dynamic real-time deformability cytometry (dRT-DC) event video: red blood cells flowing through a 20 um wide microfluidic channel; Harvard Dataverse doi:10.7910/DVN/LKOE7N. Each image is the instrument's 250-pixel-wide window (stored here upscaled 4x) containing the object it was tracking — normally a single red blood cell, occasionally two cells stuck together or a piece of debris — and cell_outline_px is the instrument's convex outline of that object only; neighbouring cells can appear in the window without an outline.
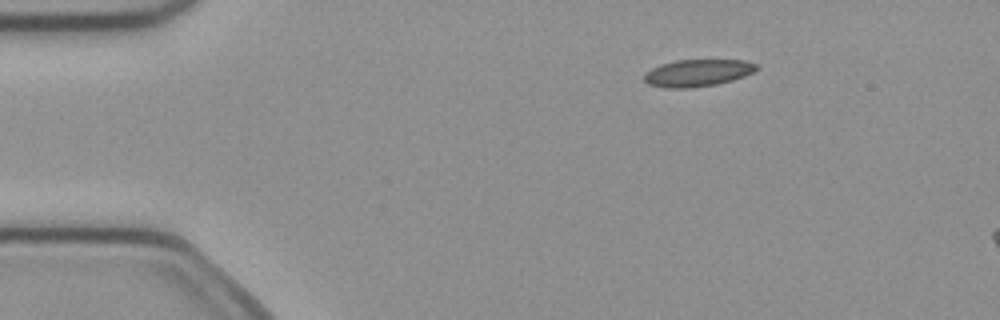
{"species": "common noctule bat (a hibernating species)", "species_latin": "Nyctalus noctula", "temperature_condition": "cold", "stored_images_in_passage": 3, "camera_frame_rate_fps": 3000, "um_per_image_px": 0.085, "animal": {"sex": "female", "body_mass_g": 21.9}, "frame": {"image": 1, "passage_image": 1, "time_ms": 0.0, "image_size_px": [1000, 320], "cell_outline_px": [[760, 68], [744, 76], [732, 80], [716, 84], [688, 88], [668, 88], [648, 84], [644, 80], [644, 72], [660, 64], [676, 60], [744, 60], [756, 64]], "centroid_in_image_um": [59.28, 6.19], "position_along_channel_um": 25.7, "area_um2": 17.69}}